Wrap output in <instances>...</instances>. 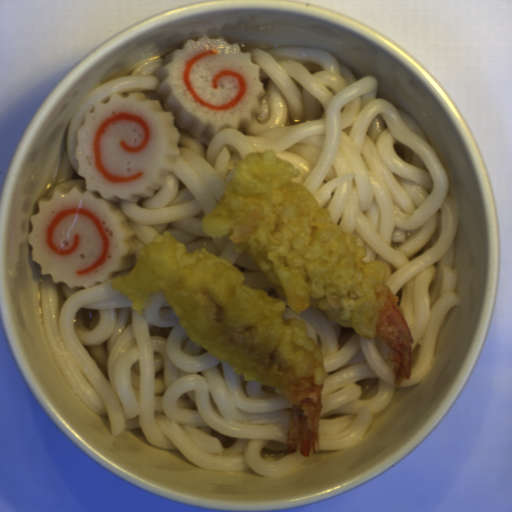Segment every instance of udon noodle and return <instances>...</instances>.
Returning <instances> with one entry per match:
<instances>
[{
  "mask_svg": "<svg viewBox=\"0 0 512 512\" xmlns=\"http://www.w3.org/2000/svg\"><path fill=\"white\" fill-rule=\"evenodd\" d=\"M264 89L251 126L196 137L180 128L173 170L150 198L118 201L134 230L128 270L89 288L40 278L45 336L73 393L107 417L112 435L140 429L155 447L175 449L198 468L283 477L308 456L290 453L292 402L274 386L244 380L229 362L195 345L163 290L137 314L112 288L137 252L168 231L186 252L204 248L236 266L243 285L279 298L247 252L211 237L203 217L224 196L233 163L273 150L299 171L318 207L364 247V263L382 261L386 283L414 343L410 378L430 372L438 336L459 304L454 243L458 212L445 169L421 126L378 97V81L357 79L323 48H250Z\"/></svg>",
  "mask_w": 512,
  "mask_h": 512,
  "instance_id": "udon-noodle-1",
  "label": "udon noodle"
},
{
  "mask_svg": "<svg viewBox=\"0 0 512 512\" xmlns=\"http://www.w3.org/2000/svg\"><path fill=\"white\" fill-rule=\"evenodd\" d=\"M166 60V56L150 58L136 68L131 75L102 83L83 99L73 114L56 181L45 200L51 198L56 188L67 191L77 186L85 190V177L78 174L79 161L75 150L78 147V130L85 124V115L93 113L97 103L100 105L107 103L114 93L125 97L133 93H144L147 99L159 100V104L164 108L165 104L157 92L160 83L157 71L164 67Z\"/></svg>",
  "mask_w": 512,
  "mask_h": 512,
  "instance_id": "udon-noodle-3",
  "label": "udon noodle"
},
{
  "mask_svg": "<svg viewBox=\"0 0 512 512\" xmlns=\"http://www.w3.org/2000/svg\"><path fill=\"white\" fill-rule=\"evenodd\" d=\"M284 317L299 319L322 352L326 377L317 451L356 445L395 393V362L388 359L389 348L380 338H364L311 306L301 313L287 310Z\"/></svg>",
  "mask_w": 512,
  "mask_h": 512,
  "instance_id": "udon-noodle-2",
  "label": "udon noodle"
}]
</instances>
